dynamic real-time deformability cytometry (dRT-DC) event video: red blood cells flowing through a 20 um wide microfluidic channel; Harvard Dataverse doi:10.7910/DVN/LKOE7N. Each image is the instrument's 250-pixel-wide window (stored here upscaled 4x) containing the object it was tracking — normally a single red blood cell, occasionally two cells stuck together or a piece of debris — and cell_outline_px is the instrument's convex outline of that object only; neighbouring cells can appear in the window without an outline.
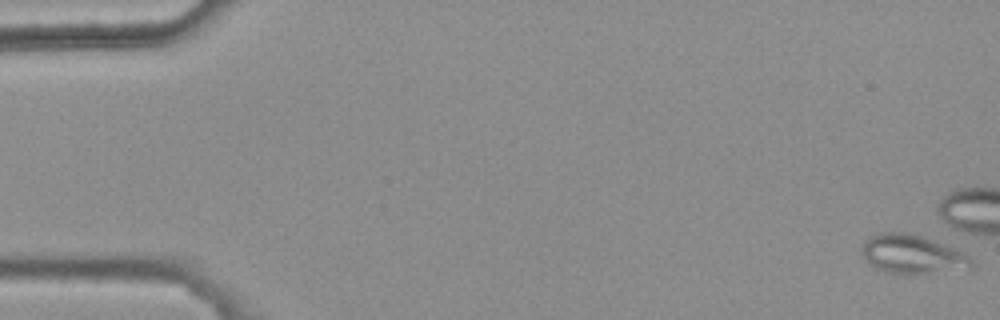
{"species": "common noctule bat (a hibernating species)", "species_latin": "Nyctalus noctula", "temperature_condition": "warm", "stored_images_in_passage": 3, "camera_frame_rate_fps": 3000, "um_per_image_px": 0.085, "animal": {"sex": "female", "body_mass_g": 25.1}, "frame": {"image": 1, "passage_image": 1, "time_ms": 0.0, "image_size_px": [1000, 320], "cell_outline_px": [[972, 268], [924, 272], [884, 272], [876, 268], [860, 252], [860, 248], [872, 236], [880, 232], [904, 232], [924, 236], [956, 248], [968, 256], [972, 260]], "centroid_in_image_um": [77.54, 21.57], "position_along_channel_um": 7.5, "area_um2": 24.1}}